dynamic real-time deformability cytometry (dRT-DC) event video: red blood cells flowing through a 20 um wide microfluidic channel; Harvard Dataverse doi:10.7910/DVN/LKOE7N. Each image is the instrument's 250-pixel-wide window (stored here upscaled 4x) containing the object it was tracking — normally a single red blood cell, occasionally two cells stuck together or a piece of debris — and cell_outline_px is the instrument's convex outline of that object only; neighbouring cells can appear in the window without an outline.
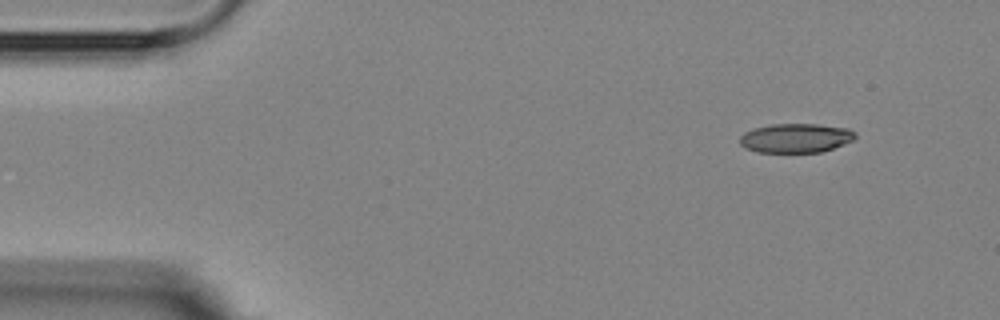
{"species": "Egyptian fruit bat (a non-hibernating species)", "species_latin": "Rousettus aegyptiacus", "temperature_condition": "room temperature", "stored_images_in_passage": 4, "camera_frame_rate_fps": 3000, "um_per_image_px": 0.085, "animal": {"sex": "female"}, "frame": {"image": 1, "passage_image": 1, "time_ms": 0.0, "image_size_px": [1000, 320], "cell_outline_px": [[856, 140], [820, 152], [756, 152], [740, 144], [740, 136], [744, 132], [752, 128], [772, 124], [816, 124], [848, 128], [856, 132]], "centroid_in_image_um": [67.66, 11.72], "position_along_channel_um": 17.3, "area_um2": 19.71}}